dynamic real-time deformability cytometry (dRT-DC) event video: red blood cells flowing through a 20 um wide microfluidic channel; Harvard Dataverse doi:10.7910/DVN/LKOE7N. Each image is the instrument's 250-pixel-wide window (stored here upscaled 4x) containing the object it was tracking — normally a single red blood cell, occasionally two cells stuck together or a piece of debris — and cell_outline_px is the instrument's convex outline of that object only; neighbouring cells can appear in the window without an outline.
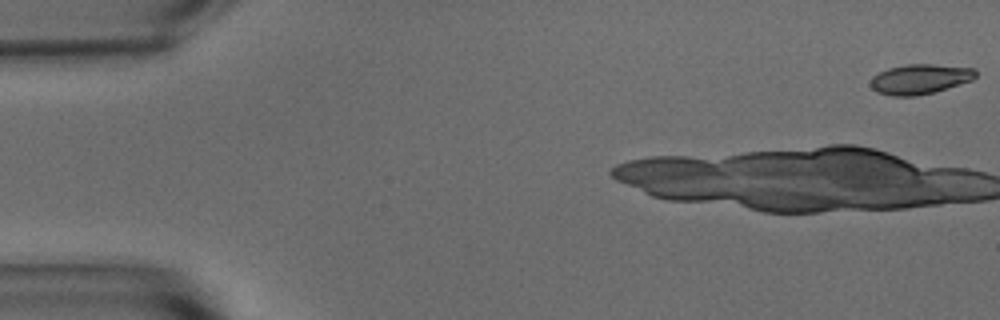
{"species": "common noctule bat (a hibernating species)", "species_latin": "Nyctalus noctula", "temperature_condition": "warm", "stored_images_in_passage": 29, "camera_frame_rate_fps": 3000, "um_per_image_px": 0.085, "animal": {"sex": "male", "body_mass_g": 15.6}, "frame": {"image": 1, "passage_image": 1, "time_ms": 0.0, "image_size_px": [1000, 320], "cell_outline_px": [[976, 76], [972, 80], [932, 92], [916, 96], [892, 96], [876, 92], [868, 84], [872, 76], [888, 68], [908, 64], [932, 64], [972, 68], [976, 72]], "centroid_in_image_um": [78.13, 6.72], "position_along_channel_um": 6.9, "area_um2": 18.21}}